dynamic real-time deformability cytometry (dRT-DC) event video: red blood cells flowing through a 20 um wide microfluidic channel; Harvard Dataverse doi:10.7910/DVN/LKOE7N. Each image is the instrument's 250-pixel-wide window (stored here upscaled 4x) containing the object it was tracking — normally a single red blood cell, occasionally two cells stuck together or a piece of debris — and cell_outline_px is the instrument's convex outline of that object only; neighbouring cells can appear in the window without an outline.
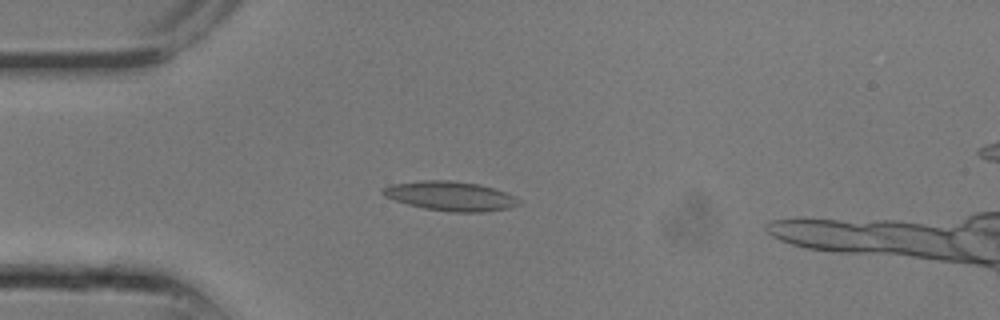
{"species": "common noctule bat (a hibernating species)", "species_latin": "Nyctalus noctula", "temperature_condition": "room temperature", "stored_images_in_passage": 10, "segment_of_instrument_passage": [1, 2], "camera_frame_rate_fps": 3000, "um_per_image_px": 0.085, "animal": {"sex": "male", "body_mass_g": 13.3}, "frame": {"image": 1, "passage_image": 7, "time_ms": 2.0, "image_size_px": [1000, 320], "cell_outline_px": [[520, 204], [508, 208], [484, 212], [452, 212], [424, 208], [408, 204], [384, 196], [380, 192], [380, 188], [392, 184], [420, 180], [448, 180], [480, 184], [516, 196], [520, 200]], "centroid_in_image_um": [38.27, 16.66], "position_along_channel_um": 46.7, "area_um2": 23.29}}
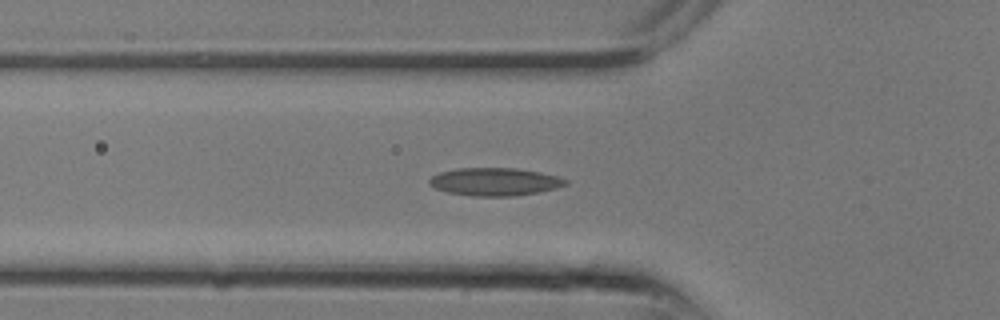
{"frame": {"image": 2, "passage_image": 9, "time_ms": 2.667, "image_size_px": [1000, 320], "cell_outline_px": [[568, 184], [556, 188], [536, 192], [512, 196], [472, 196], [448, 192], [436, 188], [428, 184], [428, 180], [432, 176], [440, 172], [456, 168], [516, 168], [540, 172], [560, 176], [568, 180]], "centroid_in_image_um": [42.06, 15.44], "position_along_channel_um": 83.7, "area_um2": 22.14}}